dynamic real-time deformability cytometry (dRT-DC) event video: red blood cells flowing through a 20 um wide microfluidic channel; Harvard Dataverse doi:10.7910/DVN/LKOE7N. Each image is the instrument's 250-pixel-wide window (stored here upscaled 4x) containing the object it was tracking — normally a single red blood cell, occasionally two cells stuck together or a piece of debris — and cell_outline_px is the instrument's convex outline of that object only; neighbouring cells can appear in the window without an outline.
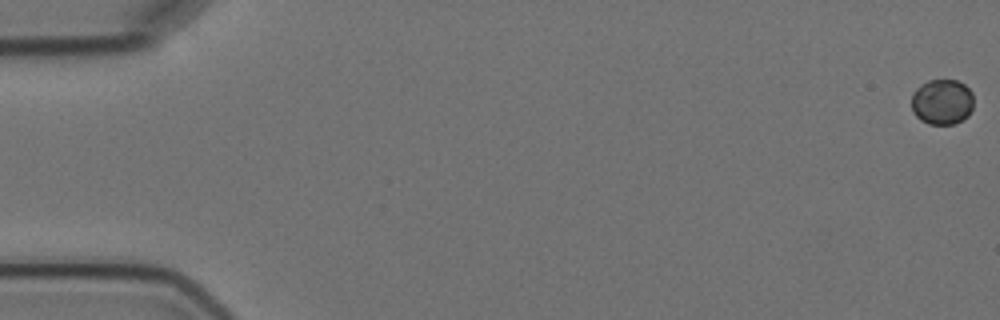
{"species": "Egyptian fruit bat (a non-hibernating species)", "species_latin": "Rousettus aegyptiacus", "temperature_condition": "cold", "stored_images_in_passage": 7, "segment_of_instrument_passage": [1, 2], "camera_frame_rate_fps": 3000, "um_per_image_px": 0.085, "animal": {"sex": "female"}, "frame": {"image": 1, "passage_image": 1, "time_ms": 0.0, "image_size_px": [1000, 320], "cell_outline_px": [[972, 108], [968, 116], [952, 124], [928, 124], [920, 120], [912, 112], [912, 92], [920, 84], [928, 80], [956, 80], [964, 84], [972, 92]], "centroid_in_image_um": [80.05, 8.65], "position_along_channel_um": 5.0, "area_um2": 16.53}}
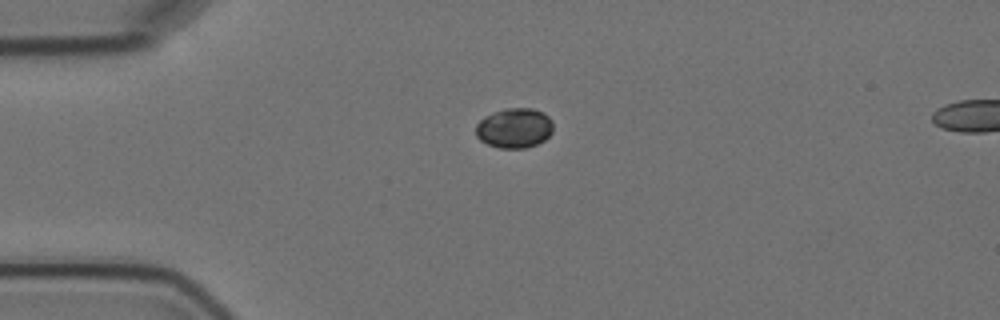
{"frame": {"image": 2, "passage_image": 5, "time_ms": 4.667, "image_size_px": [1000, 320], "cell_outline_px": [[552, 132], [544, 140], [536, 144], [524, 148], [500, 148], [488, 144], [480, 140], [476, 136], [476, 124], [484, 116], [504, 108], [532, 108], [544, 112], [552, 120]], "centroid_in_image_um": [43.72, 10.87], "position_along_channel_um": 41.3, "area_um2": 18.03}}